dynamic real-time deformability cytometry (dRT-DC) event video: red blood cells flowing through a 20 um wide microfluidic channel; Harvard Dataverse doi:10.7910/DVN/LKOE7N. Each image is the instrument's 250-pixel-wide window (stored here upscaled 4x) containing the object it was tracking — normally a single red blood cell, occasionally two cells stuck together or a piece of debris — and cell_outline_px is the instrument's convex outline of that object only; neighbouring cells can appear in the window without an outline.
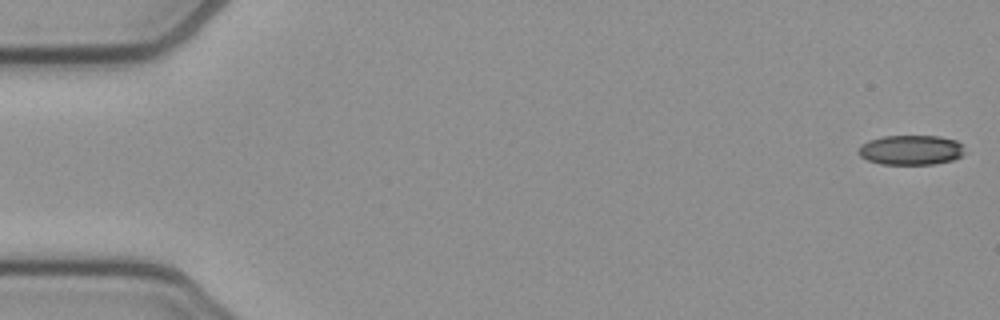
{"species": "common noctule bat (a hibernating species)", "species_latin": "Nyctalus noctula", "temperature_condition": "cold", "stored_images_in_passage": 47, "camera_frame_rate_fps": 3000, "um_per_image_px": 0.085, "animal": {"sex": "female", "body_mass_g": 21.9}, "frame": {"image": 1, "passage_image": 1, "time_ms": 0.0, "image_size_px": [1000, 320], "cell_outline_px": [[968, 152], [964, 156], [952, 160], [932, 164], [880, 164], [868, 160], [860, 156], [856, 152], [860, 144], [868, 140], [884, 136], [940, 136], [956, 140], [964, 144]], "centroid_in_image_um": [77.47, 12.74], "position_along_channel_um": 7.5, "area_um2": 18.9}}
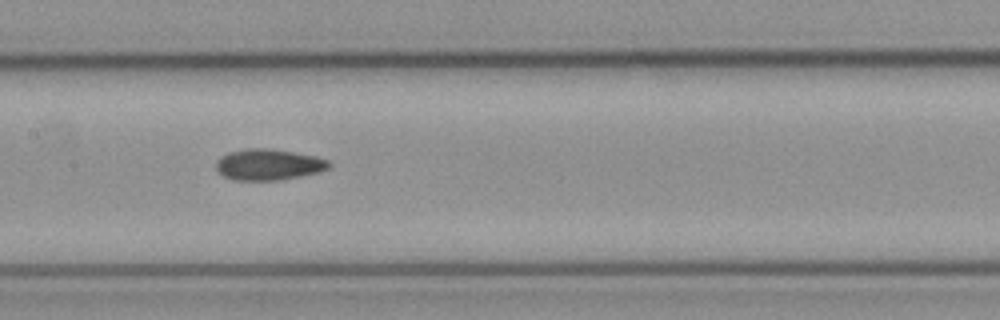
{"frame": {"image": 2, "passage_image": 26, "time_ms": 8.333, "image_size_px": [1000, 320], "cell_outline_px": [[332, 164], [328, 168], [320, 172], [280, 180], [232, 180], [216, 172], [216, 160], [220, 156], [228, 152], [248, 148], [268, 148], [316, 156], [328, 160]], "centroid_in_image_um": [22.79, 13.99], "position_along_channel_um": 184.6, "area_um2": 20.63}}
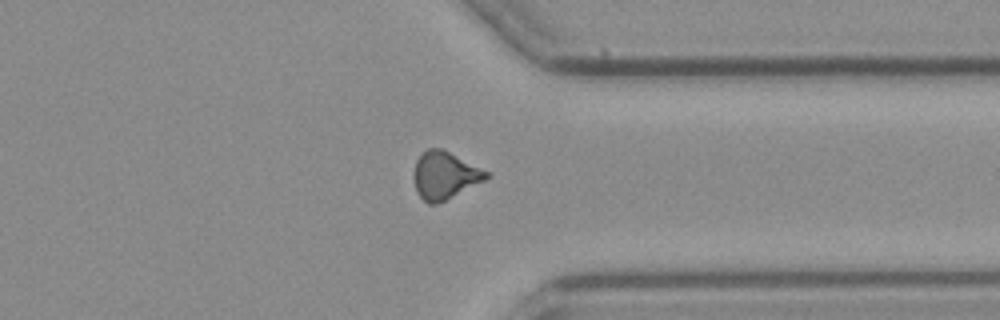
{"frame": {"image": 3, "passage_image": 41, "time_ms": 13.333, "image_size_px": [1000, 320], "cell_outline_px": [[492, 176], [436, 204], [428, 204], [416, 192], [412, 176], [416, 160], [428, 148], [444, 148], [488, 172]], "centroid_in_image_um": [37.77, 14.88], "position_along_channel_um": 373.6, "area_um2": 19.94}, "authors_computed_cell_mechanics": {"area_um2": 19.941, "velocity_mm_per_s": 3.8365, "shape_relaxation_time_tau1_ms": null, "shape_relaxation_time_tau2_ms": 4.8972, "deformation_change_tau1": null, "deformation_change_tau2": 0.1144}}